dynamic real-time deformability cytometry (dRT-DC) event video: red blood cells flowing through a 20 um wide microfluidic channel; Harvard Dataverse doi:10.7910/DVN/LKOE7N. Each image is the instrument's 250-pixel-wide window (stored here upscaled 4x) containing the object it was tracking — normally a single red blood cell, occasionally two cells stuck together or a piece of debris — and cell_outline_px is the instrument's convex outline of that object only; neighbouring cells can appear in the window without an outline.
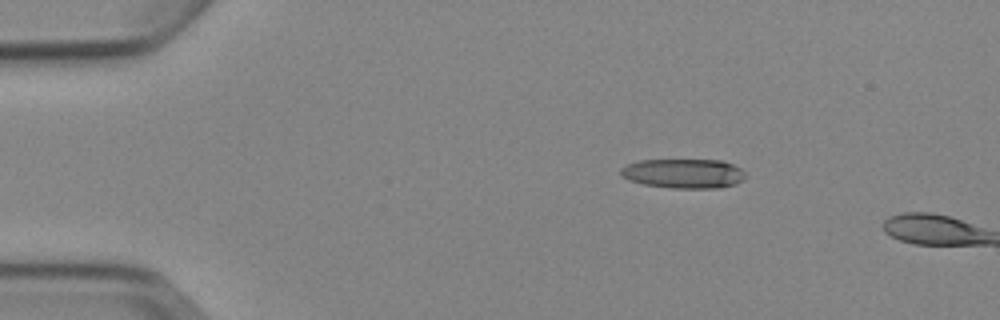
{"species": "Egyptian fruit bat (a non-hibernating species)", "species_latin": "Rousettus aegyptiacus", "temperature_condition": "cold", "stored_images_in_passage": 6, "camera_frame_rate_fps": 3000, "um_per_image_px": 0.085, "animal": {"sex": "female"}, "frame": {"image": 1, "passage_image": 6, "time_ms": 6.0, "image_size_px": [1000, 320], "cell_outline_px": [[744, 180], [736, 184], [720, 188], [672, 188], [644, 184], [628, 180], [620, 176], [620, 168], [628, 164], [640, 160], [720, 160], [732, 164], [740, 168], [744, 172]], "centroid_in_image_um": [58.09, 14.75], "position_along_channel_um": 26.9, "area_um2": 21.5}}